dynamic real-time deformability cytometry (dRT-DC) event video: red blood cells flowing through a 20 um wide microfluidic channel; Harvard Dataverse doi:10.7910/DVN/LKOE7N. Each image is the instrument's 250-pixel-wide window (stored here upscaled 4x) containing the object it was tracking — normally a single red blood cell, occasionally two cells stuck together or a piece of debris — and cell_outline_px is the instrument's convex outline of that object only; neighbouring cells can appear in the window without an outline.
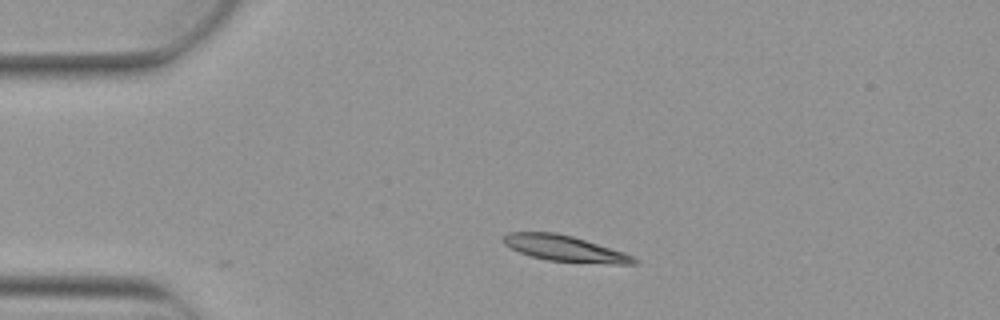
{"species": "Egyptian fruit bat (a non-hibernating species)", "species_latin": "Rousettus aegyptiacus", "temperature_condition": "warm", "stored_images_in_passage": 2, "camera_frame_rate_fps": 3000, "um_per_image_px": 0.085, "animal": {"sex": "female"}, "frame": {"image": 1, "passage_image": 1, "time_ms": 0.0, "image_size_px": [1000, 320], "cell_outline_px": [[640, 260], [636, 264], [612, 264], [548, 260], [532, 256], [520, 252], [504, 244], [500, 240], [508, 232], [556, 232], [572, 236], [624, 252]], "centroid_in_image_um": [48.01, 21.11], "position_along_channel_um": 37.0, "area_um2": 19.59}}